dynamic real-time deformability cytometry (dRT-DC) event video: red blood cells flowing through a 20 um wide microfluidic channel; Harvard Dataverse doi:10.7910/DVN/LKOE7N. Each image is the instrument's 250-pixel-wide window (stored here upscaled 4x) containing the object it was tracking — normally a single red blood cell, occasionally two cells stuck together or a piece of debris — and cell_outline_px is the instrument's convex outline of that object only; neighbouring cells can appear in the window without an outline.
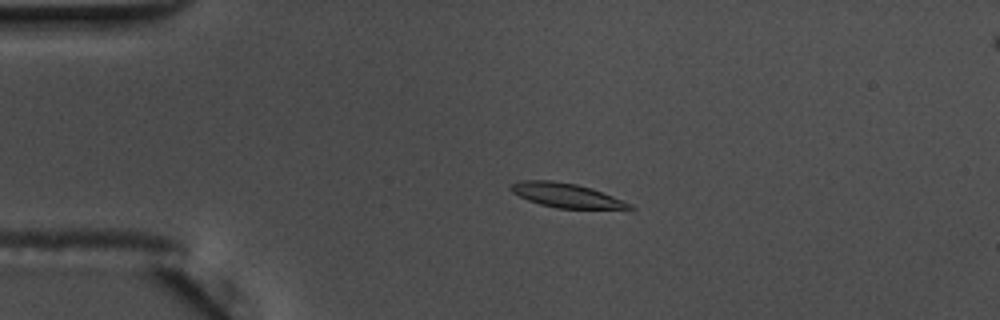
{"species": "common noctule bat (a hibernating species)", "species_latin": "Nyctalus noctula", "temperature_condition": "warm", "stored_images_in_passage": 57, "camera_frame_rate_fps": 3000, "um_per_image_px": 0.085, "animal": {"sex": "male", "body_mass_g": 17.5, "forearm_length_mm": 52.3}, "frame": {"image": 1, "passage_image": 13, "time_ms": 4.0, "image_size_px": [1000, 320], "cell_outline_px": [[636, 208], [632, 212], [556, 208], [540, 204], [528, 200], [512, 192], [508, 188], [512, 184], [524, 180], [552, 180], [576, 184], [592, 188], [632, 204]], "centroid_in_image_um": [48.33, 16.67], "position_along_channel_um": 36.7, "area_um2": 17.63}}
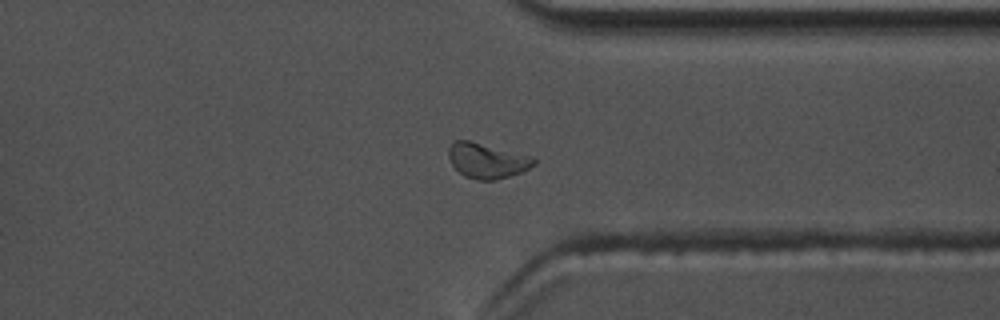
{"frame": {"image": 2, "passage_image": 44, "time_ms": 14.333, "image_size_px": [1000, 320], "cell_outline_px": [[536, 164], [520, 172], [508, 176], [492, 180], [476, 180], [464, 176], [452, 164], [448, 156], [448, 148], [456, 140], [468, 140], [532, 156], [536, 160]], "centroid_in_image_um": [41.39, 13.65], "position_along_channel_um": 370.0, "area_um2": 17.22}}
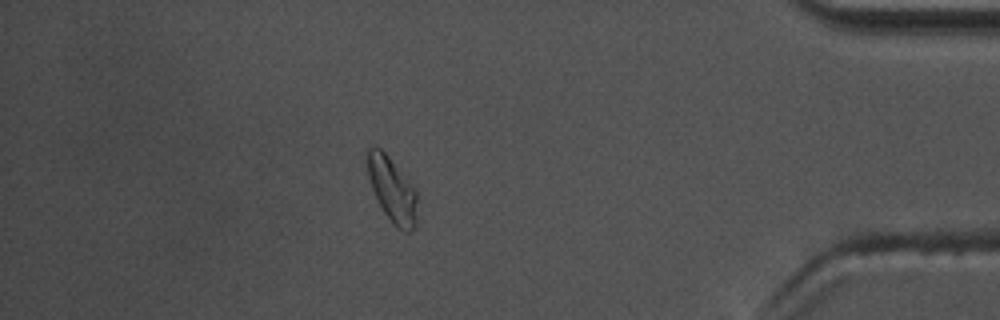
{"frame": {"image": 3, "passage_image": 50, "time_ms": 16.333, "image_size_px": [1000, 320], "cell_outline_px": [[416, 228], [412, 232], [404, 232], [396, 228], [392, 224], [384, 212], [372, 188], [368, 176], [364, 160], [368, 148], [372, 144], [380, 148], [388, 156], [416, 188]], "centroid_in_image_um": [33.31, 16.11], "position_along_channel_um": 401.9, "area_um2": 19.25}, "authors_computed_cell_mechanics": {"area_um2": 17.1088, "velocity_mm_per_s": 3.6063, "shape_relaxation_time_tau1_ms": 3.5783, "shape_relaxation_time_tau2_ms": null, "deformation_change_tau1": 0.1175, "deformation_change_tau2": null}}